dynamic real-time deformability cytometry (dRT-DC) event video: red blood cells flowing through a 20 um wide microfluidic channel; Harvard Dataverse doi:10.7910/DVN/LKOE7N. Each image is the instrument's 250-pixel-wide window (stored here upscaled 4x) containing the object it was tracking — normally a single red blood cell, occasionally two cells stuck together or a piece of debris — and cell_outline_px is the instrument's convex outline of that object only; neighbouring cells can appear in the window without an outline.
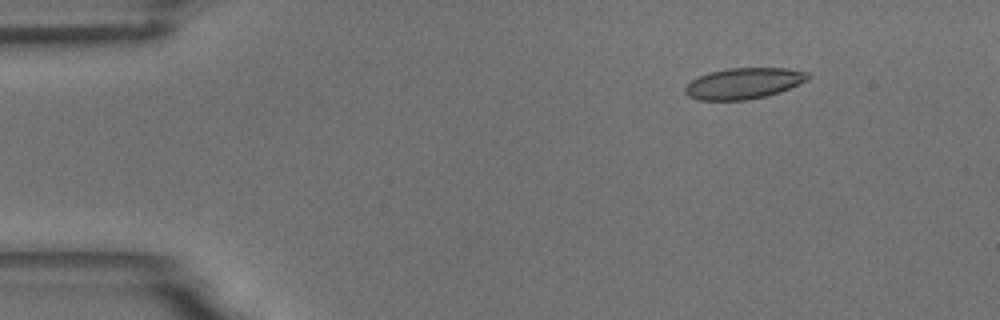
{"species": "common noctule bat (a hibernating species)", "species_latin": "Nyctalus noctula", "temperature_condition": "room temperature", "stored_images_in_passage": 7, "camera_frame_rate_fps": 3000, "um_per_image_px": 0.085, "animal": {"sex": "male", "body_mass_g": 18.8}, "frame": {"image": 1, "passage_image": 2, "time_ms": 2.0, "image_size_px": [1000, 320], "cell_outline_px": [[812, 76], [808, 80], [780, 92], [748, 100], [700, 100], [688, 96], [684, 92], [684, 88], [692, 80], [708, 72], [728, 68], [788, 68], [808, 72]], "centroid_in_image_um": [63.24, 7.08], "position_along_channel_um": 21.8, "area_um2": 22.25}}